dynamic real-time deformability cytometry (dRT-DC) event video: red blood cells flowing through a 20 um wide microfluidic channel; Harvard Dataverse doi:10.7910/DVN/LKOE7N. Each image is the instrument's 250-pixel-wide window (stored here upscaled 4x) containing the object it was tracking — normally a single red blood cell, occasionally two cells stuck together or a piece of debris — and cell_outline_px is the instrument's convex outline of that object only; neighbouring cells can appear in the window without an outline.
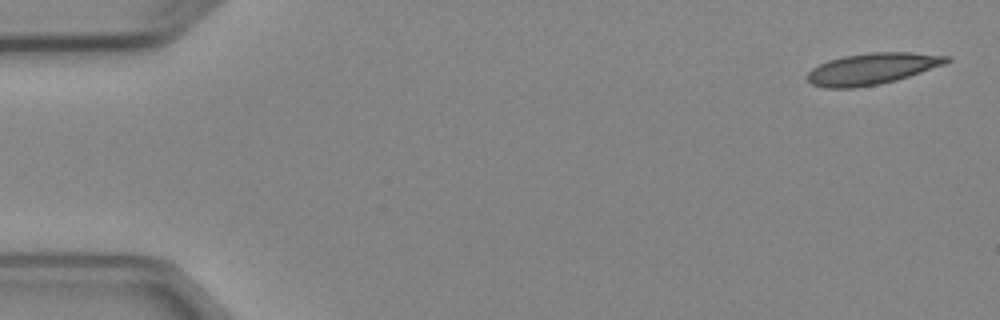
{"species": "Egyptian fruit bat (a non-hibernating species)", "species_latin": "Rousettus aegyptiacus", "temperature_condition": "cold", "stored_images_in_passage": 8, "camera_frame_rate_fps": 3000, "um_per_image_px": 0.085, "animal": {"sex": "female"}, "frame": {"image": 1, "passage_image": 1, "time_ms": 0.0, "image_size_px": [1000, 320], "cell_outline_px": [[952, 60], [944, 64], [896, 80], [880, 84], [856, 88], [824, 88], [812, 84], [808, 80], [808, 72], [812, 68], [828, 60], [844, 56], [868, 52], [912, 52], [952, 56]], "centroid_in_image_um": [74.14, 5.84], "position_along_channel_um": 10.9, "area_um2": 25.49}}
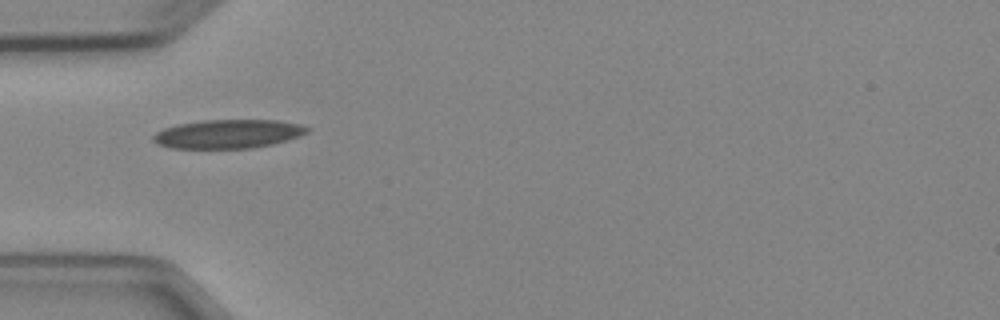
{"frame": {"image": 2, "passage_image": 5, "time_ms": 4.667, "image_size_px": [1000, 320], "cell_outline_px": [[312, 128], [308, 132], [272, 144], [252, 148], [172, 148], [160, 144], [152, 140], [152, 136], [156, 132], [164, 128], [176, 124], [200, 120], [276, 120], [300, 124]], "centroid_in_image_um": [19.36, 11.37], "position_along_channel_um": 65.6, "area_um2": 25.72}}